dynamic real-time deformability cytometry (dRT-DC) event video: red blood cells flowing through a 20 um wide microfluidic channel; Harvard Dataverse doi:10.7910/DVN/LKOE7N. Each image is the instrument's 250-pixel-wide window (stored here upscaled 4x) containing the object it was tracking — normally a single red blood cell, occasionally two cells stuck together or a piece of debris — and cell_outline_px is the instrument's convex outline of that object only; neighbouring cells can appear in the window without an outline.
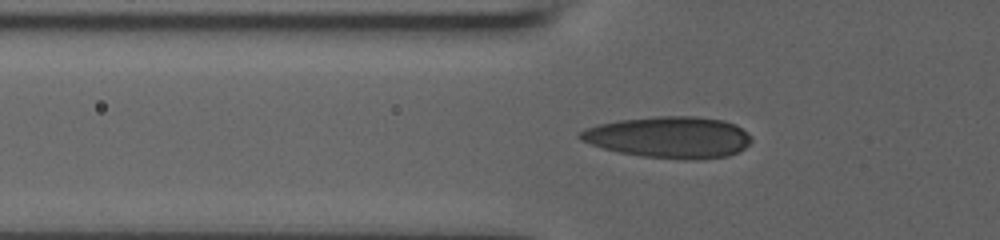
{"species": "human", "species_latin": "Homo sapiens", "temperature_condition": "room temperature", "stored_images_in_passage": 44, "segment_of_instrument_passage": [1, 2], "camera_frame_rate_fps": 3000, "um_per_image_px": 0.085, "donor": {"sex": "male"}, "frame": {"image": 1, "passage_image": 8, "time_ms": 2.333, "image_size_px": [1000, 240], "cell_outline_px": [[752, 140], [744, 148], [728, 156], [696, 160], [684, 160], [640, 156], [620, 152], [604, 148], [580, 140], [576, 136], [584, 128], [600, 124], [620, 120], [656, 116], [696, 116], [724, 120], [736, 124], [748, 132], [752, 136]], "centroid_in_image_um": [56.91, 11.66], "position_along_channel_um": 68.9, "area_um2": 41.62}}
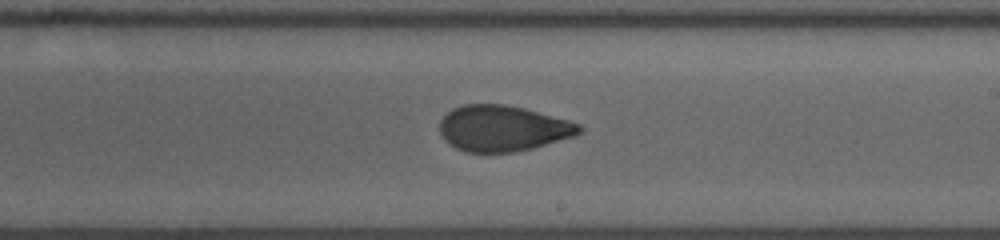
{"frame": {"image": 2, "passage_image": 22, "time_ms": 7.0, "image_size_px": [1000, 240], "cell_outline_px": [[584, 132], [576, 136], [532, 148], [516, 152], [464, 152], [448, 144], [444, 140], [440, 132], [440, 120], [452, 108], [464, 104], [504, 104], [524, 108], [568, 120], [580, 124], [584, 128]], "centroid_in_image_um": [42.75, 10.91], "position_along_channel_um": 246.3, "area_um2": 37.57}}
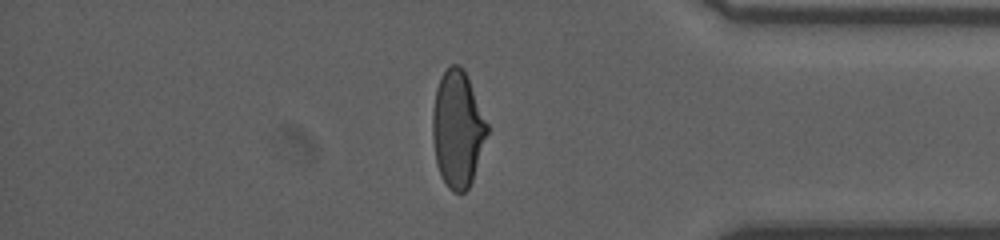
{"frame": {"image": 3, "passage_image": 35, "time_ms": 11.333, "image_size_px": [1000, 240], "cell_outline_px": [[488, 132], [472, 180], [468, 188], [464, 192], [452, 192], [448, 188], [440, 176], [436, 164], [432, 136], [432, 112], [436, 88], [440, 76], [452, 64], [460, 64], [464, 68], [488, 124]], "centroid_in_image_um": [38.88, 10.96], "position_along_channel_um": 396.3, "area_um2": 37.17}}